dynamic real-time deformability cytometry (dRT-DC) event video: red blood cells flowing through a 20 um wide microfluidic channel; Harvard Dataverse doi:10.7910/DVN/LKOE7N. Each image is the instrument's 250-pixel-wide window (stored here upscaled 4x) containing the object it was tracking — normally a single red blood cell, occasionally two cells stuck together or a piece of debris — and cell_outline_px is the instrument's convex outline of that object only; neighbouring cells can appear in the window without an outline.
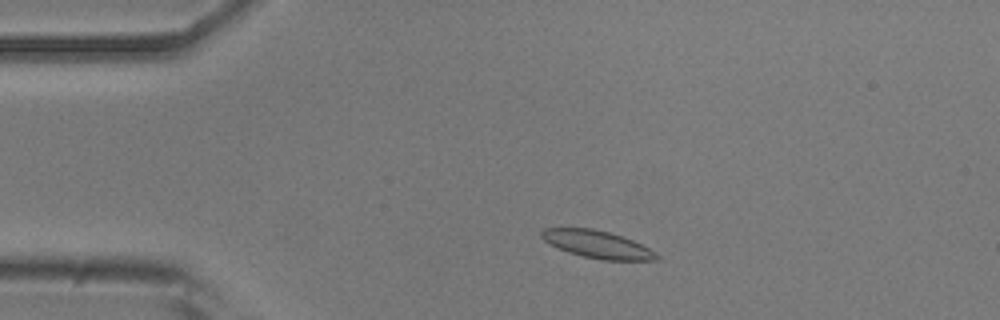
{"species": "common noctule bat (a hibernating species)", "species_latin": "Nyctalus noctula", "temperature_condition": "room temperature", "stored_images_in_passage": 44, "camera_frame_rate_fps": 3000, "um_per_image_px": 0.085, "animal": {"sex": "male", "body_mass_g": 20.5, "forearm_length_mm": 52.5}, "frame": {"image": 1, "passage_image": 2, "time_ms": 0.333, "image_size_px": [1000, 320], "cell_outline_px": [[660, 260], [600, 260], [568, 252], [544, 240], [540, 236], [540, 232], [544, 228], [592, 228], [608, 232], [632, 240], [656, 252], [660, 256]], "centroid_in_image_um": [50.79, 20.77], "position_along_channel_um": 34.2, "area_um2": 18.21}}
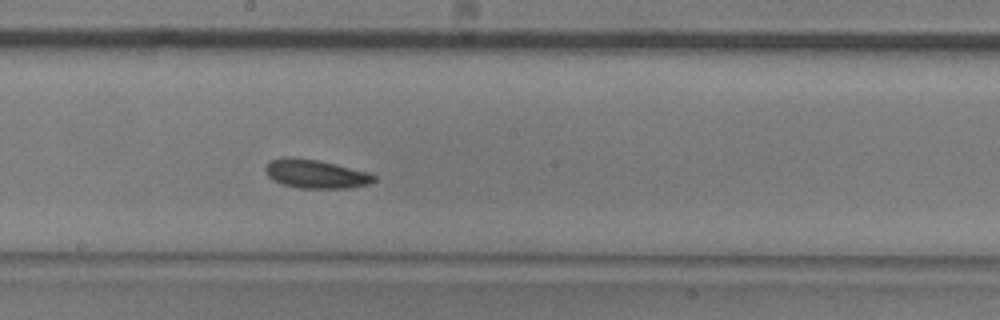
{"frame": {"image": 2, "passage_image": 20, "time_ms": 6.333, "image_size_px": [1000, 320], "cell_outline_px": [[376, 180], [368, 184], [348, 188], [296, 188], [272, 180], [268, 176], [264, 168], [268, 160], [284, 156], [288, 156], [320, 160], [372, 172], [376, 176]], "centroid_in_image_um": [26.84, 14.76], "position_along_channel_um": 221.4, "area_um2": 18.61}}
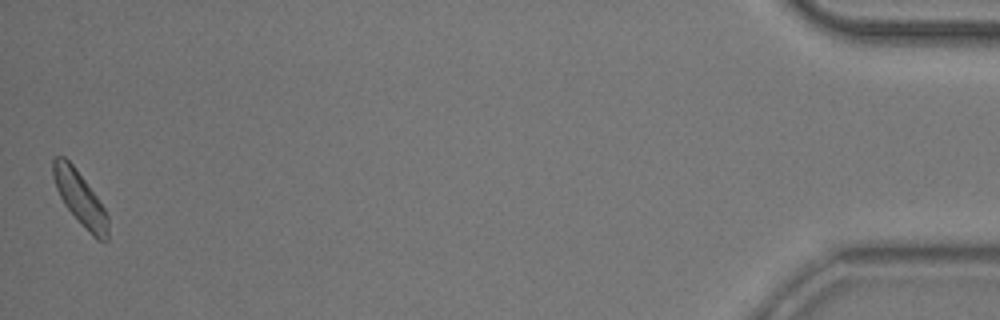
{"frame": {"image": 3, "passage_image": 44, "time_ms": 14.333, "image_size_px": [1000, 320], "cell_outline_px": [[108, 240], [96, 240], [92, 236], [64, 204], [56, 188], [52, 176], [52, 160], [56, 156], [64, 156], [72, 164], [96, 196], [104, 208], [108, 216]], "centroid_in_image_um": [6.79, 16.86], "position_along_channel_um": 428.4, "area_um2": 16.94}, "authors_computed_cell_mechanics": {"area_um2": 17.629, "velocity_mm_per_s": 3.7659, "shape_relaxation_time_tau1_ms": 3.6075, "shape_relaxation_time_tau2_ms": null, "deformation_change_tau1": 0.0745, "deformation_change_tau2": null}}